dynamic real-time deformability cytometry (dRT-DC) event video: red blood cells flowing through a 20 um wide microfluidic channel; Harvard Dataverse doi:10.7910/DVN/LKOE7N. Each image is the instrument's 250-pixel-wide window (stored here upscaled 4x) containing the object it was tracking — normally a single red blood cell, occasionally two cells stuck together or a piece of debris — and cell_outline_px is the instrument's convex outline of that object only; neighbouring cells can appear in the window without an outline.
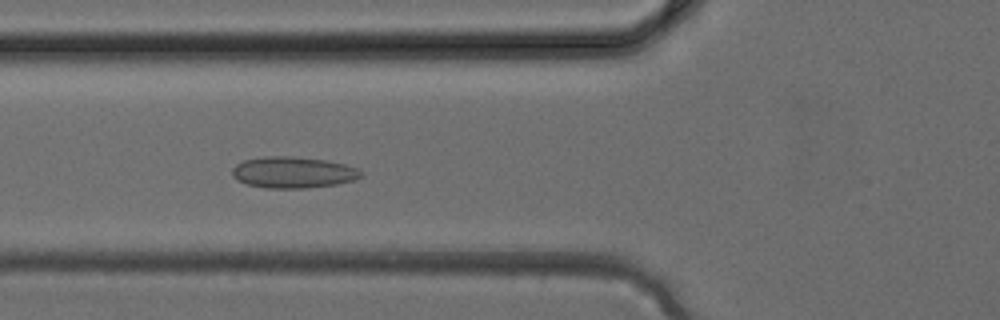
{"species": "common noctule bat (a hibernating species)", "species_latin": "Nyctalus noctula", "temperature_condition": "cold", "stored_images_in_passage": 37, "camera_frame_rate_fps": 3000, "um_per_image_px": 0.085, "animal": {"sex": "female", "body_mass_g": 24.6, "forearm_length_mm": 56.2}, "frame": {"image": 1, "passage_image": 14, "time_ms": 4.333, "image_size_px": [1000, 320], "cell_outline_px": [[364, 176], [356, 180], [336, 184], [304, 188], [264, 188], [248, 184], [236, 180], [232, 176], [232, 168], [236, 164], [244, 160], [264, 156], [292, 156], [328, 160], [360, 168], [364, 172]], "centroid_in_image_um": [24.95, 14.65], "position_along_channel_um": 100.8, "area_um2": 23.87}}
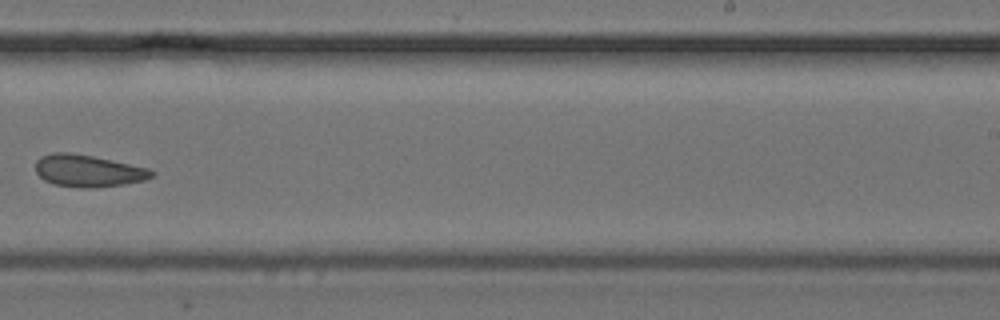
{"frame": {"image": 2, "passage_image": 24, "time_ms": 7.667, "image_size_px": [1000, 320], "cell_outline_px": [[156, 176], [144, 180], [124, 184], [96, 188], [80, 188], [56, 184], [44, 180], [36, 172], [36, 160], [40, 156], [52, 152], [68, 152], [92, 156], [148, 168], [156, 172]], "centroid_in_image_um": [7.5, 14.52], "position_along_channel_um": 281.5, "area_um2": 21.73}}
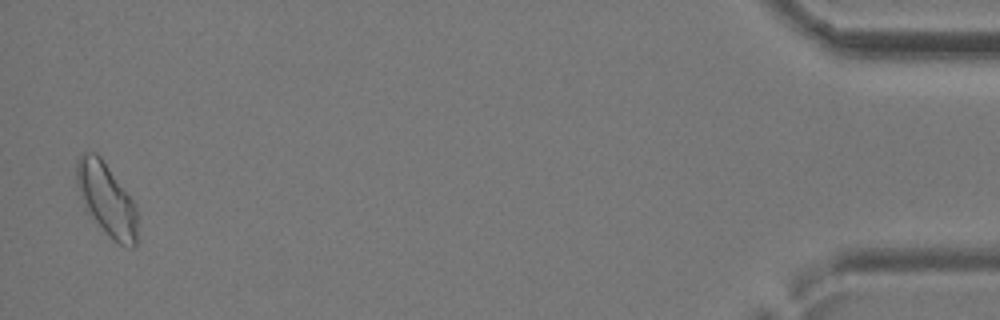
{"frame": {"image": 3, "passage_image": 37, "time_ms": 12.0, "image_size_px": [1000, 320], "cell_outline_px": [[136, 244], [132, 248], [120, 244], [112, 240], [96, 220], [84, 204], [80, 196], [76, 180], [76, 160], [84, 152], [96, 152], [100, 156], [136, 204]], "centroid_in_image_um": [9.06, 16.91], "position_along_channel_um": 426.1, "area_um2": 25.14}}